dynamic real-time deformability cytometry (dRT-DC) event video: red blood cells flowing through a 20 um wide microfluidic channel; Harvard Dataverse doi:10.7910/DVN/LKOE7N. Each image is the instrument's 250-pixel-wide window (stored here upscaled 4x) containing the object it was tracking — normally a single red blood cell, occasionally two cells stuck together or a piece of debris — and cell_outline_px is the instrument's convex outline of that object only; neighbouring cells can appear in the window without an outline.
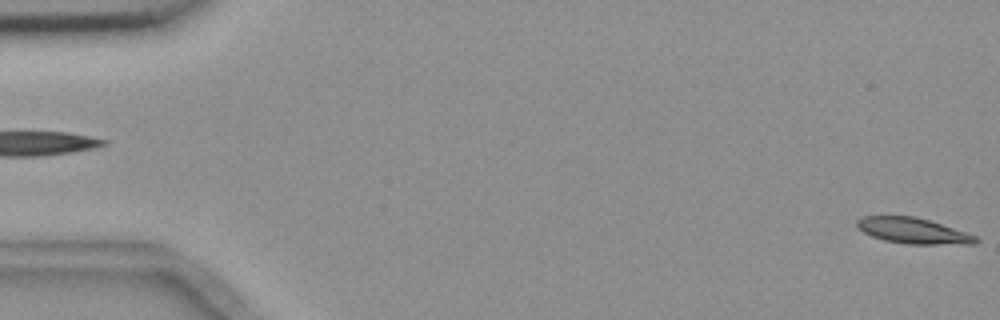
{"species": "common noctule bat (a hibernating species)", "species_latin": "Nyctalus noctula", "temperature_condition": "room temperature", "stored_images_in_passage": 6, "segment_of_instrument_passage": [2, 2], "camera_frame_rate_fps": 3000, "um_per_image_px": 0.085, "animal": {"sex": "female", "body_mass_g": 18.4}, "frame": {"image": 1, "passage_image": 6, "time_ms": 5.667, "image_size_px": [1000, 320], "cell_outline_px": [[980, 240], [976, 244], [908, 244], [884, 240], [872, 236], [856, 228], [856, 220], [864, 216], [916, 216], [968, 232], [976, 236]], "centroid_in_image_um": [77.64, 19.61], "position_along_channel_um": 7.4, "area_um2": 17.98}}